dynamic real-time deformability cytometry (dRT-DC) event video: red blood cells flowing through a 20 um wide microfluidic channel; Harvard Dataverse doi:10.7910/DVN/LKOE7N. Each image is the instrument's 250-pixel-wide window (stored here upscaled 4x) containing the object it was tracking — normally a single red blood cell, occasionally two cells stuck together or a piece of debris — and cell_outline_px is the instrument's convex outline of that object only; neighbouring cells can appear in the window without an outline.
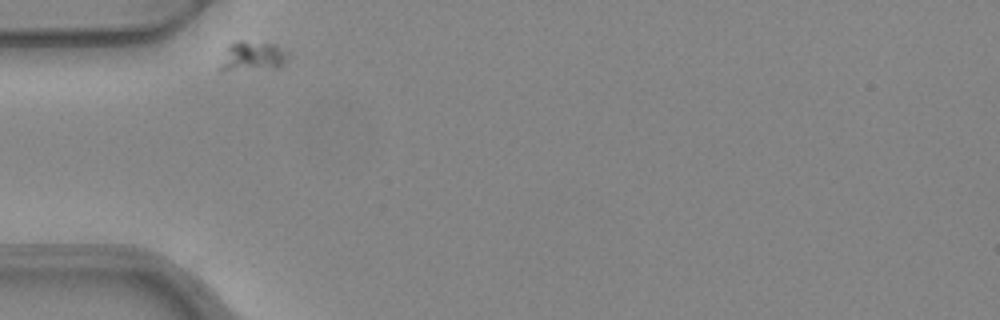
{"species": "common noctule bat (a hibernating species)", "species_latin": "Nyctalus noctula", "temperature_condition": "warm", "stored_images_in_passage": 31, "camera_frame_rate_fps": 3000, "um_per_image_px": 0.085, "animal": {"sex": "female", "body_mass_g": 24.6, "forearm_length_mm": 56.2}, "frame": {"image": 1, "passage_image": 1, "time_ms": 0.0, "image_size_px": [1000, 320], "cell_outline_px": [[288, 60], [284, 64], [276, 68], [220, 72], [220, 68], [228, 48], [232, 44], [240, 40], [276, 44], [288, 52]], "centroid_in_image_um": [21.53, 4.81], "position_along_channel_um": 63.5, "area_um2": 11.73}}
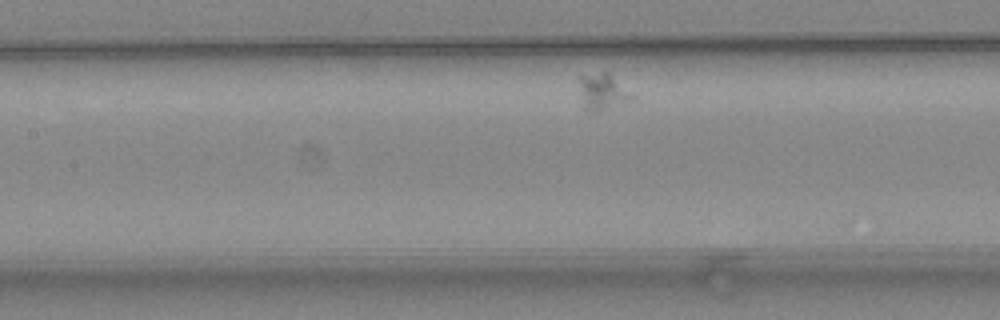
{"frame": {"image": 2, "passage_image": 10, "time_ms": 3.0, "image_size_px": [1000, 320], "cell_outline_px": [[636, 96], [632, 100], [596, 112], [584, 108], [580, 84], [580, 76], [600, 72], [608, 72]], "centroid_in_image_um": [51.27, 7.79], "position_along_channel_um": 156.1, "area_um2": 10.87}}
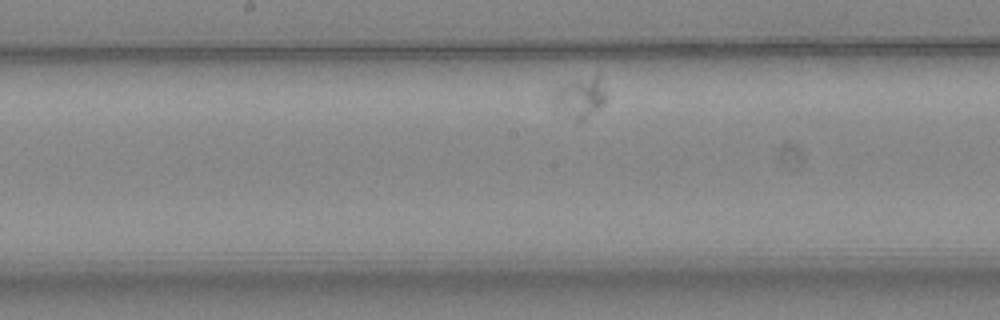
{"frame": {"image": 3, "passage_image": 14, "time_ms": 4.333, "image_size_px": [1000, 320], "cell_outline_px": [[608, 100], [600, 108], [580, 120], [576, 120], [556, 104], [552, 100], [548, 92], [564, 84], [576, 80], [596, 76], [608, 92]], "centroid_in_image_um": [49.33, 8.24], "position_along_channel_um": 198.9, "area_um2": 12.02}}